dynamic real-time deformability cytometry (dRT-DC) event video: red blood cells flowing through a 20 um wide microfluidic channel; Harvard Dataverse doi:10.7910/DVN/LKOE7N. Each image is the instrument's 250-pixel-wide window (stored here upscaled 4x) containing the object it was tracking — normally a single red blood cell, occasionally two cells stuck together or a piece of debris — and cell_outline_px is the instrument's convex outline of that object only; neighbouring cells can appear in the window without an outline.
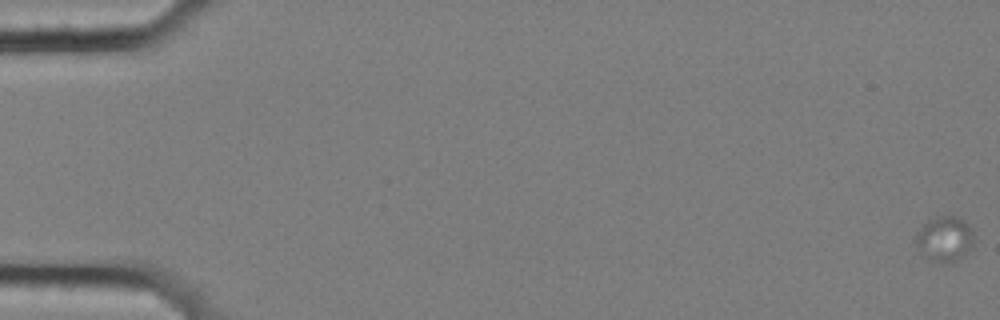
{"species": "common noctule bat (a hibernating species)", "species_latin": "Nyctalus noctula", "temperature_condition": "cold", "stored_images_in_passage": 26, "camera_frame_rate_fps": 3000, "um_per_image_px": 0.085, "animal": {"sex": "female", "body_mass_g": 25.1}, "frame": {"image": 1, "passage_image": 1, "time_ms": 0.0, "image_size_px": [1000, 320], "cell_outline_px": [[972, 248], [956, 260], [940, 264], [932, 260], [916, 244], [916, 236], [924, 224], [936, 216], [956, 216], [964, 220], [972, 228]], "centroid_in_image_um": [80.34, 20.28], "position_along_channel_um": 4.7, "area_um2": 14.8}}